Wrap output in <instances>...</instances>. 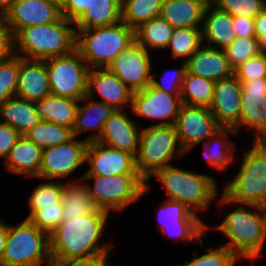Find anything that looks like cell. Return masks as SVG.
I'll return each instance as SVG.
<instances>
[{
    "label": "cell",
    "mask_w": 266,
    "mask_h": 266,
    "mask_svg": "<svg viewBox=\"0 0 266 266\" xmlns=\"http://www.w3.org/2000/svg\"><path fill=\"white\" fill-rule=\"evenodd\" d=\"M108 212L98 209L61 222L49 235L51 260L108 259L110 243L100 238L108 224Z\"/></svg>",
    "instance_id": "cell-1"
},
{
    "label": "cell",
    "mask_w": 266,
    "mask_h": 266,
    "mask_svg": "<svg viewBox=\"0 0 266 266\" xmlns=\"http://www.w3.org/2000/svg\"><path fill=\"white\" fill-rule=\"evenodd\" d=\"M73 26L74 22L61 16L55 22L24 27L12 37V53L30 60L70 54L76 49V29Z\"/></svg>",
    "instance_id": "cell-2"
},
{
    "label": "cell",
    "mask_w": 266,
    "mask_h": 266,
    "mask_svg": "<svg viewBox=\"0 0 266 266\" xmlns=\"http://www.w3.org/2000/svg\"><path fill=\"white\" fill-rule=\"evenodd\" d=\"M225 184L219 206L233 203L255 208L266 207V145L254 140L245 152L239 171Z\"/></svg>",
    "instance_id": "cell-3"
},
{
    "label": "cell",
    "mask_w": 266,
    "mask_h": 266,
    "mask_svg": "<svg viewBox=\"0 0 266 266\" xmlns=\"http://www.w3.org/2000/svg\"><path fill=\"white\" fill-rule=\"evenodd\" d=\"M248 208L238 205L225 215L221 224L215 227L206 225V230L216 229L223 232L229 238L224 247L241 259L256 261L257 257L262 256L261 251L266 240V207Z\"/></svg>",
    "instance_id": "cell-4"
},
{
    "label": "cell",
    "mask_w": 266,
    "mask_h": 266,
    "mask_svg": "<svg viewBox=\"0 0 266 266\" xmlns=\"http://www.w3.org/2000/svg\"><path fill=\"white\" fill-rule=\"evenodd\" d=\"M135 42V30L122 20L109 26L76 29V50L89 69L107 68Z\"/></svg>",
    "instance_id": "cell-5"
},
{
    "label": "cell",
    "mask_w": 266,
    "mask_h": 266,
    "mask_svg": "<svg viewBox=\"0 0 266 266\" xmlns=\"http://www.w3.org/2000/svg\"><path fill=\"white\" fill-rule=\"evenodd\" d=\"M161 182L166 190V199L185 204L193 213L206 211L213 199L218 196L215 179L207 174L181 170L173 165L157 170L153 177Z\"/></svg>",
    "instance_id": "cell-6"
},
{
    "label": "cell",
    "mask_w": 266,
    "mask_h": 266,
    "mask_svg": "<svg viewBox=\"0 0 266 266\" xmlns=\"http://www.w3.org/2000/svg\"><path fill=\"white\" fill-rule=\"evenodd\" d=\"M185 154L179 144L175 125H150L141 129L135 167L147 182L157 170L171 165L175 156Z\"/></svg>",
    "instance_id": "cell-7"
},
{
    "label": "cell",
    "mask_w": 266,
    "mask_h": 266,
    "mask_svg": "<svg viewBox=\"0 0 266 266\" xmlns=\"http://www.w3.org/2000/svg\"><path fill=\"white\" fill-rule=\"evenodd\" d=\"M85 183L96 207L110 214L112 210L123 211L131 203L137 202L149 191L150 186L139 174H122L107 176L82 175L80 180ZM94 186V187H93Z\"/></svg>",
    "instance_id": "cell-8"
},
{
    "label": "cell",
    "mask_w": 266,
    "mask_h": 266,
    "mask_svg": "<svg viewBox=\"0 0 266 266\" xmlns=\"http://www.w3.org/2000/svg\"><path fill=\"white\" fill-rule=\"evenodd\" d=\"M51 262L49 235L29 219L8 225V237L0 266H46Z\"/></svg>",
    "instance_id": "cell-9"
},
{
    "label": "cell",
    "mask_w": 266,
    "mask_h": 266,
    "mask_svg": "<svg viewBox=\"0 0 266 266\" xmlns=\"http://www.w3.org/2000/svg\"><path fill=\"white\" fill-rule=\"evenodd\" d=\"M44 61L52 95L79 101L87 95L89 67L76 49L70 54Z\"/></svg>",
    "instance_id": "cell-10"
},
{
    "label": "cell",
    "mask_w": 266,
    "mask_h": 266,
    "mask_svg": "<svg viewBox=\"0 0 266 266\" xmlns=\"http://www.w3.org/2000/svg\"><path fill=\"white\" fill-rule=\"evenodd\" d=\"M157 218L162 233L177 241H196L203 249L202 237L207 232V224L185 204L165 198L164 203L159 205Z\"/></svg>",
    "instance_id": "cell-11"
},
{
    "label": "cell",
    "mask_w": 266,
    "mask_h": 266,
    "mask_svg": "<svg viewBox=\"0 0 266 266\" xmlns=\"http://www.w3.org/2000/svg\"><path fill=\"white\" fill-rule=\"evenodd\" d=\"M88 141L73 137L66 143L42 149L38 178L61 181L85 163Z\"/></svg>",
    "instance_id": "cell-12"
},
{
    "label": "cell",
    "mask_w": 266,
    "mask_h": 266,
    "mask_svg": "<svg viewBox=\"0 0 266 266\" xmlns=\"http://www.w3.org/2000/svg\"><path fill=\"white\" fill-rule=\"evenodd\" d=\"M151 51L136 41L123 50L107 67L132 92L145 89L152 78Z\"/></svg>",
    "instance_id": "cell-13"
},
{
    "label": "cell",
    "mask_w": 266,
    "mask_h": 266,
    "mask_svg": "<svg viewBox=\"0 0 266 266\" xmlns=\"http://www.w3.org/2000/svg\"><path fill=\"white\" fill-rule=\"evenodd\" d=\"M181 105L180 95L166 93L149 84L145 89L133 92L129 108L137 116L161 120L153 125H175Z\"/></svg>",
    "instance_id": "cell-14"
},
{
    "label": "cell",
    "mask_w": 266,
    "mask_h": 266,
    "mask_svg": "<svg viewBox=\"0 0 266 266\" xmlns=\"http://www.w3.org/2000/svg\"><path fill=\"white\" fill-rule=\"evenodd\" d=\"M175 127L179 144L185 152L221 128L209 108L183 103Z\"/></svg>",
    "instance_id": "cell-15"
},
{
    "label": "cell",
    "mask_w": 266,
    "mask_h": 266,
    "mask_svg": "<svg viewBox=\"0 0 266 266\" xmlns=\"http://www.w3.org/2000/svg\"><path fill=\"white\" fill-rule=\"evenodd\" d=\"M86 162L90 164V167L83 175L110 177L122 174H138L133 154L105 146L98 141L88 142L85 152Z\"/></svg>",
    "instance_id": "cell-16"
},
{
    "label": "cell",
    "mask_w": 266,
    "mask_h": 266,
    "mask_svg": "<svg viewBox=\"0 0 266 266\" xmlns=\"http://www.w3.org/2000/svg\"><path fill=\"white\" fill-rule=\"evenodd\" d=\"M61 8L46 0H15L4 20L11 36L29 26L55 22L61 17Z\"/></svg>",
    "instance_id": "cell-17"
},
{
    "label": "cell",
    "mask_w": 266,
    "mask_h": 266,
    "mask_svg": "<svg viewBox=\"0 0 266 266\" xmlns=\"http://www.w3.org/2000/svg\"><path fill=\"white\" fill-rule=\"evenodd\" d=\"M241 89V83L234 75L215 81L209 110L220 127L234 129L240 123Z\"/></svg>",
    "instance_id": "cell-18"
},
{
    "label": "cell",
    "mask_w": 266,
    "mask_h": 266,
    "mask_svg": "<svg viewBox=\"0 0 266 266\" xmlns=\"http://www.w3.org/2000/svg\"><path fill=\"white\" fill-rule=\"evenodd\" d=\"M124 110H115L104 123L103 131L96 140L105 146L137 155L141 127L137 126Z\"/></svg>",
    "instance_id": "cell-19"
},
{
    "label": "cell",
    "mask_w": 266,
    "mask_h": 266,
    "mask_svg": "<svg viewBox=\"0 0 266 266\" xmlns=\"http://www.w3.org/2000/svg\"><path fill=\"white\" fill-rule=\"evenodd\" d=\"M94 91L98 92L102 102L115 110H124L131 106L133 92L107 68L89 69L87 96L94 99Z\"/></svg>",
    "instance_id": "cell-20"
},
{
    "label": "cell",
    "mask_w": 266,
    "mask_h": 266,
    "mask_svg": "<svg viewBox=\"0 0 266 266\" xmlns=\"http://www.w3.org/2000/svg\"><path fill=\"white\" fill-rule=\"evenodd\" d=\"M50 94L45 61L20 57L16 97L32 102H39Z\"/></svg>",
    "instance_id": "cell-21"
},
{
    "label": "cell",
    "mask_w": 266,
    "mask_h": 266,
    "mask_svg": "<svg viewBox=\"0 0 266 266\" xmlns=\"http://www.w3.org/2000/svg\"><path fill=\"white\" fill-rule=\"evenodd\" d=\"M186 70L190 74L212 81L229 78L233 75L224 50L206 45H201L186 61Z\"/></svg>",
    "instance_id": "cell-22"
},
{
    "label": "cell",
    "mask_w": 266,
    "mask_h": 266,
    "mask_svg": "<svg viewBox=\"0 0 266 266\" xmlns=\"http://www.w3.org/2000/svg\"><path fill=\"white\" fill-rule=\"evenodd\" d=\"M241 83V115L240 123L234 128L249 127L255 131V140H260V109L262 101H266V78L254 81H239Z\"/></svg>",
    "instance_id": "cell-23"
},
{
    "label": "cell",
    "mask_w": 266,
    "mask_h": 266,
    "mask_svg": "<svg viewBox=\"0 0 266 266\" xmlns=\"http://www.w3.org/2000/svg\"><path fill=\"white\" fill-rule=\"evenodd\" d=\"M232 16L214 4H207L203 14L202 40L206 46L224 49L236 39Z\"/></svg>",
    "instance_id": "cell-24"
},
{
    "label": "cell",
    "mask_w": 266,
    "mask_h": 266,
    "mask_svg": "<svg viewBox=\"0 0 266 266\" xmlns=\"http://www.w3.org/2000/svg\"><path fill=\"white\" fill-rule=\"evenodd\" d=\"M79 102L86 103L78 105L75 124L72 129L73 136L77 137L85 131L93 130L94 132L84 139L88 142L96 141L103 131L104 123L115 109L102 101H95L87 95Z\"/></svg>",
    "instance_id": "cell-25"
},
{
    "label": "cell",
    "mask_w": 266,
    "mask_h": 266,
    "mask_svg": "<svg viewBox=\"0 0 266 266\" xmlns=\"http://www.w3.org/2000/svg\"><path fill=\"white\" fill-rule=\"evenodd\" d=\"M42 148L22 135L4 160L8 172L38 178Z\"/></svg>",
    "instance_id": "cell-26"
},
{
    "label": "cell",
    "mask_w": 266,
    "mask_h": 266,
    "mask_svg": "<svg viewBox=\"0 0 266 266\" xmlns=\"http://www.w3.org/2000/svg\"><path fill=\"white\" fill-rule=\"evenodd\" d=\"M206 5L203 0H164L160 17L173 28H202Z\"/></svg>",
    "instance_id": "cell-27"
},
{
    "label": "cell",
    "mask_w": 266,
    "mask_h": 266,
    "mask_svg": "<svg viewBox=\"0 0 266 266\" xmlns=\"http://www.w3.org/2000/svg\"><path fill=\"white\" fill-rule=\"evenodd\" d=\"M237 131L233 128H220L207 140L200 141L197 145L192 146L186 153L190 152L193 147L204 142L203 154L209 166L216 168L219 171L227 170V166L234 160L235 142L228 139V135L236 134Z\"/></svg>",
    "instance_id": "cell-28"
},
{
    "label": "cell",
    "mask_w": 266,
    "mask_h": 266,
    "mask_svg": "<svg viewBox=\"0 0 266 266\" xmlns=\"http://www.w3.org/2000/svg\"><path fill=\"white\" fill-rule=\"evenodd\" d=\"M79 103V100L50 94L35 102V109L40 120L73 129Z\"/></svg>",
    "instance_id": "cell-29"
},
{
    "label": "cell",
    "mask_w": 266,
    "mask_h": 266,
    "mask_svg": "<svg viewBox=\"0 0 266 266\" xmlns=\"http://www.w3.org/2000/svg\"><path fill=\"white\" fill-rule=\"evenodd\" d=\"M4 124L10 125L21 135L40 122L36 114L35 102L12 97L0 103V118Z\"/></svg>",
    "instance_id": "cell-30"
},
{
    "label": "cell",
    "mask_w": 266,
    "mask_h": 266,
    "mask_svg": "<svg viewBox=\"0 0 266 266\" xmlns=\"http://www.w3.org/2000/svg\"><path fill=\"white\" fill-rule=\"evenodd\" d=\"M81 182L83 181L80 179L66 184L63 182L61 195L63 204L62 222H69L73 218L94 213L98 210L86 184Z\"/></svg>",
    "instance_id": "cell-31"
},
{
    "label": "cell",
    "mask_w": 266,
    "mask_h": 266,
    "mask_svg": "<svg viewBox=\"0 0 266 266\" xmlns=\"http://www.w3.org/2000/svg\"><path fill=\"white\" fill-rule=\"evenodd\" d=\"M122 0H91L89 7L74 22L75 29L109 26L122 20Z\"/></svg>",
    "instance_id": "cell-32"
},
{
    "label": "cell",
    "mask_w": 266,
    "mask_h": 266,
    "mask_svg": "<svg viewBox=\"0 0 266 266\" xmlns=\"http://www.w3.org/2000/svg\"><path fill=\"white\" fill-rule=\"evenodd\" d=\"M174 28L162 17L153 18L135 29V41L149 49H166Z\"/></svg>",
    "instance_id": "cell-33"
},
{
    "label": "cell",
    "mask_w": 266,
    "mask_h": 266,
    "mask_svg": "<svg viewBox=\"0 0 266 266\" xmlns=\"http://www.w3.org/2000/svg\"><path fill=\"white\" fill-rule=\"evenodd\" d=\"M215 81L186 71L180 91L181 102L209 108L214 96Z\"/></svg>",
    "instance_id": "cell-34"
},
{
    "label": "cell",
    "mask_w": 266,
    "mask_h": 266,
    "mask_svg": "<svg viewBox=\"0 0 266 266\" xmlns=\"http://www.w3.org/2000/svg\"><path fill=\"white\" fill-rule=\"evenodd\" d=\"M164 0H122V21L136 29L142 23L159 17Z\"/></svg>",
    "instance_id": "cell-35"
},
{
    "label": "cell",
    "mask_w": 266,
    "mask_h": 266,
    "mask_svg": "<svg viewBox=\"0 0 266 266\" xmlns=\"http://www.w3.org/2000/svg\"><path fill=\"white\" fill-rule=\"evenodd\" d=\"M24 136L42 149L66 143L74 137L72 129L43 120L28 130Z\"/></svg>",
    "instance_id": "cell-36"
},
{
    "label": "cell",
    "mask_w": 266,
    "mask_h": 266,
    "mask_svg": "<svg viewBox=\"0 0 266 266\" xmlns=\"http://www.w3.org/2000/svg\"><path fill=\"white\" fill-rule=\"evenodd\" d=\"M202 44V28H174L167 48L174 60L182 58L186 62Z\"/></svg>",
    "instance_id": "cell-37"
},
{
    "label": "cell",
    "mask_w": 266,
    "mask_h": 266,
    "mask_svg": "<svg viewBox=\"0 0 266 266\" xmlns=\"http://www.w3.org/2000/svg\"><path fill=\"white\" fill-rule=\"evenodd\" d=\"M63 191L62 181L43 182L38 184L33 190L28 199L29 215L26 219H29L37 210L42 207L56 206V203L61 202V195Z\"/></svg>",
    "instance_id": "cell-38"
},
{
    "label": "cell",
    "mask_w": 266,
    "mask_h": 266,
    "mask_svg": "<svg viewBox=\"0 0 266 266\" xmlns=\"http://www.w3.org/2000/svg\"><path fill=\"white\" fill-rule=\"evenodd\" d=\"M223 50L233 71L248 59L263 52L257 37L236 38Z\"/></svg>",
    "instance_id": "cell-39"
},
{
    "label": "cell",
    "mask_w": 266,
    "mask_h": 266,
    "mask_svg": "<svg viewBox=\"0 0 266 266\" xmlns=\"http://www.w3.org/2000/svg\"><path fill=\"white\" fill-rule=\"evenodd\" d=\"M20 57L13 53L0 61V103L16 96Z\"/></svg>",
    "instance_id": "cell-40"
},
{
    "label": "cell",
    "mask_w": 266,
    "mask_h": 266,
    "mask_svg": "<svg viewBox=\"0 0 266 266\" xmlns=\"http://www.w3.org/2000/svg\"><path fill=\"white\" fill-rule=\"evenodd\" d=\"M207 253L196 256L186 264L176 266H234L240 258L223 245L219 248H207Z\"/></svg>",
    "instance_id": "cell-41"
},
{
    "label": "cell",
    "mask_w": 266,
    "mask_h": 266,
    "mask_svg": "<svg viewBox=\"0 0 266 266\" xmlns=\"http://www.w3.org/2000/svg\"><path fill=\"white\" fill-rule=\"evenodd\" d=\"M214 5L231 16L255 18L266 7V0H217Z\"/></svg>",
    "instance_id": "cell-42"
},
{
    "label": "cell",
    "mask_w": 266,
    "mask_h": 266,
    "mask_svg": "<svg viewBox=\"0 0 266 266\" xmlns=\"http://www.w3.org/2000/svg\"><path fill=\"white\" fill-rule=\"evenodd\" d=\"M29 220L40 230L50 235L63 220L62 202L56 203V206L42 207Z\"/></svg>",
    "instance_id": "cell-43"
},
{
    "label": "cell",
    "mask_w": 266,
    "mask_h": 266,
    "mask_svg": "<svg viewBox=\"0 0 266 266\" xmlns=\"http://www.w3.org/2000/svg\"><path fill=\"white\" fill-rule=\"evenodd\" d=\"M238 81L266 78V51L248 59L233 71Z\"/></svg>",
    "instance_id": "cell-44"
},
{
    "label": "cell",
    "mask_w": 266,
    "mask_h": 266,
    "mask_svg": "<svg viewBox=\"0 0 266 266\" xmlns=\"http://www.w3.org/2000/svg\"><path fill=\"white\" fill-rule=\"evenodd\" d=\"M186 62L184 61L180 68L170 70L169 75L165 72L161 81L156 80L152 74L151 85L159 90L172 95H180L182 82L186 73ZM171 73V74H170ZM168 76V77H167ZM170 77V78H169ZM168 80V81H167ZM168 83V84H167Z\"/></svg>",
    "instance_id": "cell-45"
},
{
    "label": "cell",
    "mask_w": 266,
    "mask_h": 266,
    "mask_svg": "<svg viewBox=\"0 0 266 266\" xmlns=\"http://www.w3.org/2000/svg\"><path fill=\"white\" fill-rule=\"evenodd\" d=\"M22 135L10 125L0 122V158L6 159L10 149Z\"/></svg>",
    "instance_id": "cell-46"
},
{
    "label": "cell",
    "mask_w": 266,
    "mask_h": 266,
    "mask_svg": "<svg viewBox=\"0 0 266 266\" xmlns=\"http://www.w3.org/2000/svg\"><path fill=\"white\" fill-rule=\"evenodd\" d=\"M90 3L91 0H65L61 8V15L67 20L75 22Z\"/></svg>",
    "instance_id": "cell-47"
},
{
    "label": "cell",
    "mask_w": 266,
    "mask_h": 266,
    "mask_svg": "<svg viewBox=\"0 0 266 266\" xmlns=\"http://www.w3.org/2000/svg\"><path fill=\"white\" fill-rule=\"evenodd\" d=\"M232 23L237 38L256 37L254 18L232 16Z\"/></svg>",
    "instance_id": "cell-48"
},
{
    "label": "cell",
    "mask_w": 266,
    "mask_h": 266,
    "mask_svg": "<svg viewBox=\"0 0 266 266\" xmlns=\"http://www.w3.org/2000/svg\"><path fill=\"white\" fill-rule=\"evenodd\" d=\"M12 54V36L6 26L3 16H0V61Z\"/></svg>",
    "instance_id": "cell-49"
},
{
    "label": "cell",
    "mask_w": 266,
    "mask_h": 266,
    "mask_svg": "<svg viewBox=\"0 0 266 266\" xmlns=\"http://www.w3.org/2000/svg\"><path fill=\"white\" fill-rule=\"evenodd\" d=\"M107 259L51 260L47 266H104Z\"/></svg>",
    "instance_id": "cell-50"
},
{
    "label": "cell",
    "mask_w": 266,
    "mask_h": 266,
    "mask_svg": "<svg viewBox=\"0 0 266 266\" xmlns=\"http://www.w3.org/2000/svg\"><path fill=\"white\" fill-rule=\"evenodd\" d=\"M255 31L261 48L266 51V7L254 18Z\"/></svg>",
    "instance_id": "cell-51"
},
{
    "label": "cell",
    "mask_w": 266,
    "mask_h": 266,
    "mask_svg": "<svg viewBox=\"0 0 266 266\" xmlns=\"http://www.w3.org/2000/svg\"><path fill=\"white\" fill-rule=\"evenodd\" d=\"M7 237H8V225L0 221V264L2 261V257L4 255Z\"/></svg>",
    "instance_id": "cell-52"
},
{
    "label": "cell",
    "mask_w": 266,
    "mask_h": 266,
    "mask_svg": "<svg viewBox=\"0 0 266 266\" xmlns=\"http://www.w3.org/2000/svg\"><path fill=\"white\" fill-rule=\"evenodd\" d=\"M263 105L260 109V141L266 135V101H262Z\"/></svg>",
    "instance_id": "cell-53"
},
{
    "label": "cell",
    "mask_w": 266,
    "mask_h": 266,
    "mask_svg": "<svg viewBox=\"0 0 266 266\" xmlns=\"http://www.w3.org/2000/svg\"><path fill=\"white\" fill-rule=\"evenodd\" d=\"M15 0H0V16H3L9 11L12 3Z\"/></svg>",
    "instance_id": "cell-54"
},
{
    "label": "cell",
    "mask_w": 266,
    "mask_h": 266,
    "mask_svg": "<svg viewBox=\"0 0 266 266\" xmlns=\"http://www.w3.org/2000/svg\"><path fill=\"white\" fill-rule=\"evenodd\" d=\"M46 1L56 4L59 8H62V6L65 3V0H46Z\"/></svg>",
    "instance_id": "cell-55"
},
{
    "label": "cell",
    "mask_w": 266,
    "mask_h": 266,
    "mask_svg": "<svg viewBox=\"0 0 266 266\" xmlns=\"http://www.w3.org/2000/svg\"><path fill=\"white\" fill-rule=\"evenodd\" d=\"M206 4H215L217 0H203Z\"/></svg>",
    "instance_id": "cell-56"
},
{
    "label": "cell",
    "mask_w": 266,
    "mask_h": 266,
    "mask_svg": "<svg viewBox=\"0 0 266 266\" xmlns=\"http://www.w3.org/2000/svg\"><path fill=\"white\" fill-rule=\"evenodd\" d=\"M261 141L266 145V135L264 136V138Z\"/></svg>",
    "instance_id": "cell-57"
}]
</instances>
